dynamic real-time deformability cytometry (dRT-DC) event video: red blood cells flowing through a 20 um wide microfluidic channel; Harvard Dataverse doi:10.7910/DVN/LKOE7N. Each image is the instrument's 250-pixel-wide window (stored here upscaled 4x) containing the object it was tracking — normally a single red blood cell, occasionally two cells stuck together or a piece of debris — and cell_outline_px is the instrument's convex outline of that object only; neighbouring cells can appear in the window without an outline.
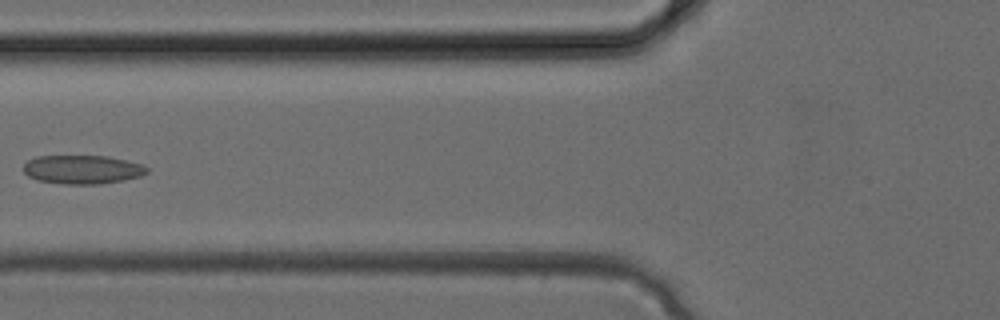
{"species": "common noctule bat (a hibernating species)", "species_latin": "Nyctalus noctula", "temperature_condition": "cold", "stored_images_in_passage": 35, "camera_frame_rate_fps": 3000, "um_per_image_px": 0.085, "animal": {"sex": "female", "body_mass_g": 24.6, "forearm_length_mm": 56.2}, "frame": {"image": 1, "passage_image": 13, "time_ms": 4.0, "image_size_px": [1000, 320], "cell_outline_px": [[148, 172], [140, 176], [124, 180], [100, 184], [64, 184], [36, 180], [28, 176], [24, 172], [24, 164], [28, 160], [36, 156], [108, 156], [144, 164], [148, 168]], "centroid_in_image_um": [7.01, 14.41], "position_along_channel_um": 118.8, "area_um2": 20.81}}
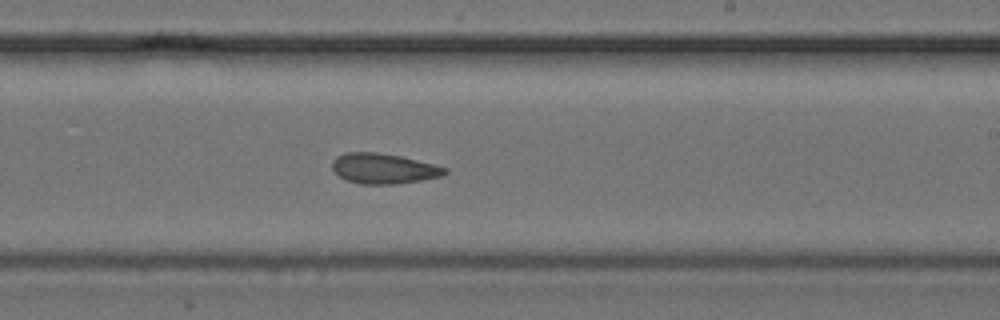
{"frame": {"image": 2, "passage_image": 20, "time_ms": 6.333, "image_size_px": [1000, 320], "cell_outline_px": [[448, 172], [440, 176], [420, 180], [396, 184], [360, 184], [348, 180], [340, 176], [332, 168], [332, 160], [336, 156], [344, 152], [376, 152], [400, 156], [448, 168]], "centroid_in_image_um": [32.57, 14.32], "position_along_channel_um": 256.4, "area_um2": 19.71}}
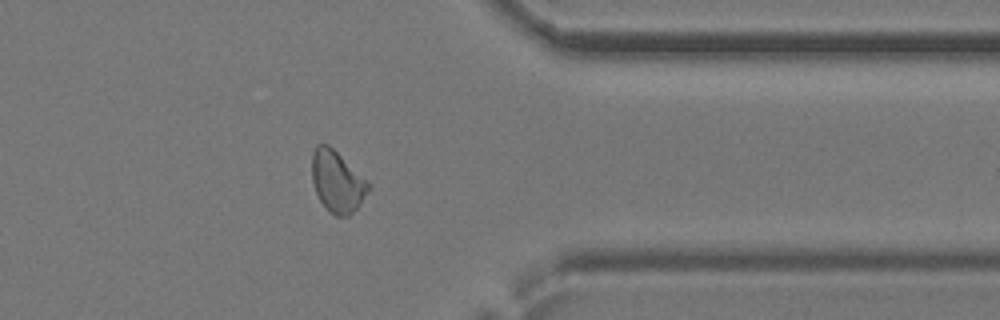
{"frame": {"image": 3, "passage_image": 27, "time_ms": 8.667, "image_size_px": [1000, 320], "cell_outline_px": [[372, 188], [360, 204], [348, 216], [336, 216], [320, 200], [316, 192], [312, 180], [312, 152], [316, 144], [328, 144], [368, 180], [372, 184]], "centroid_in_image_um": [28.69, 15.41], "position_along_channel_um": 382.7, "area_um2": 20.17}}